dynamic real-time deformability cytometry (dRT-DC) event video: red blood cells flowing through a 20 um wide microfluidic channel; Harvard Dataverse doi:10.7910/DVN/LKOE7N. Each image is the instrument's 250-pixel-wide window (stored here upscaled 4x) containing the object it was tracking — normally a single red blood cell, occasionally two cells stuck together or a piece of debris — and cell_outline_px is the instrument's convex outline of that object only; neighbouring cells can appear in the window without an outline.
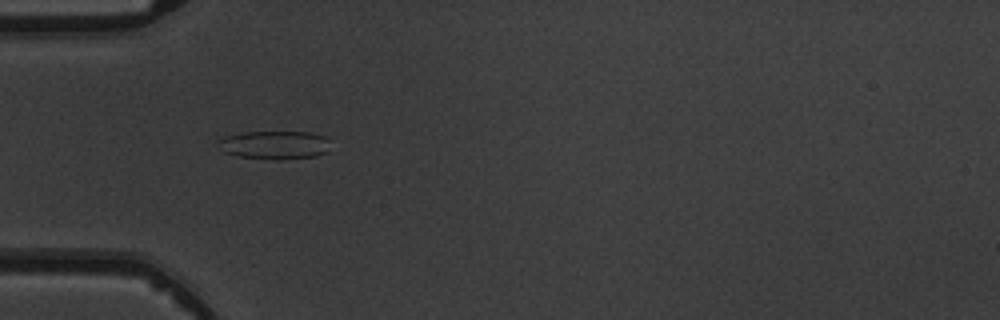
{"species": "common noctule bat (a hibernating species)", "species_latin": "Nyctalus noctula", "temperature_condition": "warm", "stored_images_in_passage": 6, "camera_frame_rate_fps": 3000, "um_per_image_px": 0.085, "animal": {"sex": "male", "body_mass_g": 19.5, "forearm_length_mm": 54.6}, "frame": {"image": 1, "passage_image": 5, "time_ms": 4.667, "image_size_px": [1000, 320], "cell_outline_px": [[328, 152], [316, 156], [280, 160], [276, 160], [240, 156], [224, 152], [216, 144], [224, 136], [244, 132], [312, 132], [324, 136]], "centroid_in_image_um": [23.31, 12.32], "position_along_channel_um": 61.7, "area_um2": 18.44}}
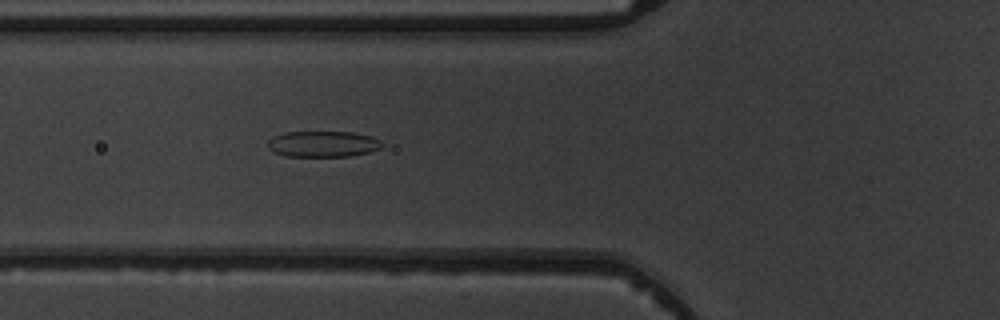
{"frame": {"image": 2, "passage_image": 6, "time_ms": 5.667, "image_size_px": [1000, 320], "cell_outline_px": [[384, 144], [380, 148], [368, 152], [352, 156], [284, 156], [272, 152], [268, 148], [268, 140], [272, 136], [284, 132], [352, 132], [372, 136], [380, 140]], "centroid_in_image_um": [27.43, 12.24], "position_along_channel_um": 98.4, "area_um2": 17.46}}